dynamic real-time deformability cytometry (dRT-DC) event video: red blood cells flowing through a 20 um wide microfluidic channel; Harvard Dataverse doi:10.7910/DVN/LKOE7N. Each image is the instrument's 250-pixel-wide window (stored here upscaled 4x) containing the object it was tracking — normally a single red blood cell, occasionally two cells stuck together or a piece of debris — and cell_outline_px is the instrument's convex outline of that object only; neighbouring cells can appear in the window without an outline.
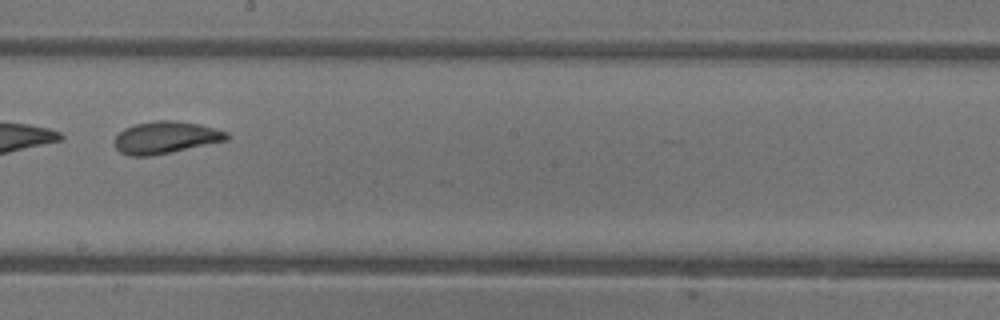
{"species": "common noctule bat (a hibernating species)", "species_latin": "Nyctalus noctula", "temperature_condition": "warm", "stored_images_in_passage": 26, "camera_frame_rate_fps": 3000, "um_per_image_px": 0.085, "animal": {"sex": "female"}, "frame": {"image": 1, "passage_image": 12, "time_ms": 3.667, "image_size_px": [1000, 320], "cell_outline_px": [[228, 140], [152, 156], [128, 156], [120, 152], [116, 148], [112, 140], [124, 128], [136, 124], [152, 120], [176, 120], [200, 124], [216, 128], [228, 132]], "centroid_in_image_um": [14.06, 11.68], "position_along_channel_um": 234.1, "area_um2": 21.27}, "authors_computed_cell_mechanics": {"area_um2": 21.2126, "velocity_mm_per_s": 4.444, "shape_relaxation_time_tau1_ms": 2.5733, "shape_relaxation_time_tau2_ms": 1.2856, "deformation_change_tau1": 0.0968, "deformation_change_tau2": 0.0652}}